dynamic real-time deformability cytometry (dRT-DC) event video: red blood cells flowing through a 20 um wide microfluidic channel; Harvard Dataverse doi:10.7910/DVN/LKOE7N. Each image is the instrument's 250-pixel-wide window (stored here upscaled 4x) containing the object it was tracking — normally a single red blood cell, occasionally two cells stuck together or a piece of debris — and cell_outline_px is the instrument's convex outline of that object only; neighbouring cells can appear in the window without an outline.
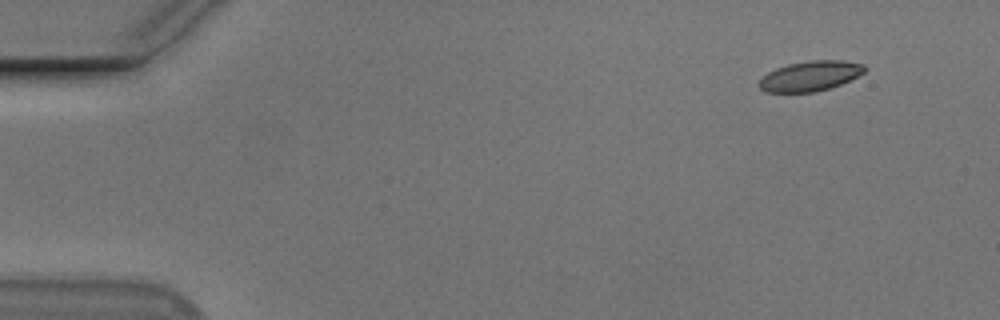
{"species": "Egyptian fruit bat (a non-hibernating species)", "species_latin": "Rousettus aegyptiacus", "temperature_condition": "cold", "stored_images_in_passage": 9, "camera_frame_rate_fps": 3000, "um_per_image_px": 0.085, "animal": {"sex": "male"}, "frame": {"image": 1, "passage_image": 1, "time_ms": 0.0, "image_size_px": [1000, 320], "cell_outline_px": [[868, 68], [864, 72], [840, 84], [828, 88], [812, 92], [764, 92], [756, 84], [768, 72], [776, 68], [788, 64], [812, 60], [844, 60], [864, 64]], "centroid_in_image_um": [68.85, 6.45], "position_along_channel_um": 16.1, "area_um2": 18.38}}